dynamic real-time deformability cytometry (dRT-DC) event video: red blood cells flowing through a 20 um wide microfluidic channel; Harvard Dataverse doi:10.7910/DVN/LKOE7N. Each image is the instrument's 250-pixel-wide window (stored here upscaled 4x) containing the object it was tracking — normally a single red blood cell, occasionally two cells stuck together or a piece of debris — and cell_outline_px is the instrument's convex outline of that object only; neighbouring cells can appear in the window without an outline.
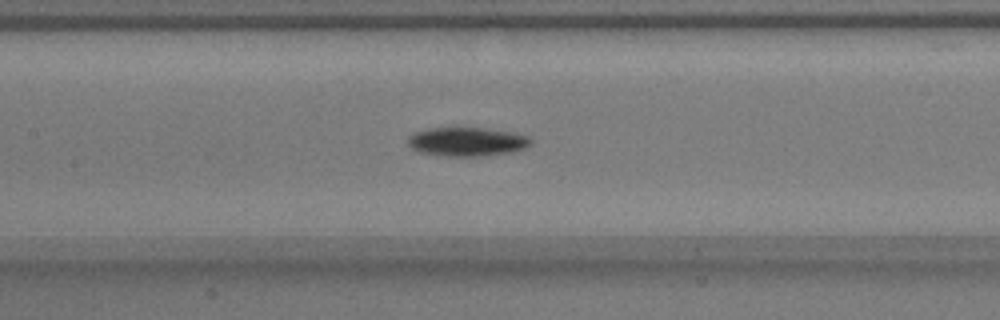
{"species": "common noctule bat (a hibernating species)", "species_latin": "Nyctalus noctula", "temperature_condition": "warm", "stored_images_in_passage": 37, "camera_frame_rate_fps": 3000, "um_per_image_px": 0.085, "animal": {"sex": "male", "body_mass_g": 17.9}, "frame": {"image": 1, "passage_image": 9, "time_ms": 2.667, "image_size_px": [1000, 320], "cell_outline_px": [[532, 144], [524, 148], [512, 152], [480, 156], [448, 156], [420, 152], [412, 148], [408, 144], [408, 136], [412, 132], [432, 128], [484, 128], [512, 132], [528, 136], [532, 140]], "centroid_in_image_um": [39.7, 12.04], "position_along_channel_um": 167.7, "area_um2": 20.63}}
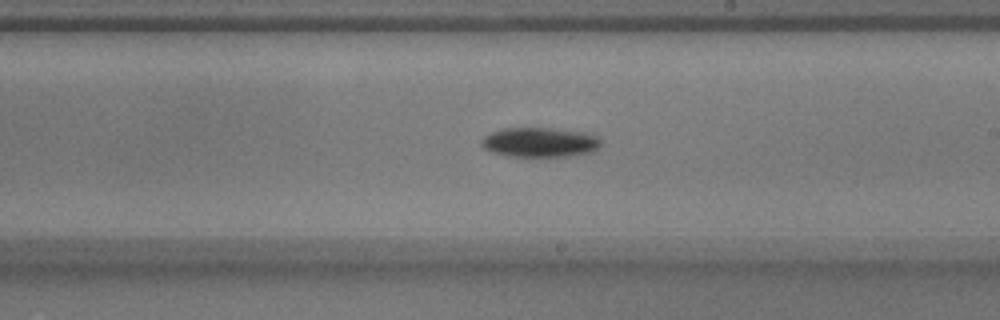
{"frame": {"image": 2, "passage_image": 15, "time_ms": 4.667, "image_size_px": [1000, 320], "cell_outline_px": [[600, 144], [592, 152], [568, 156], [508, 156], [492, 152], [484, 148], [480, 144], [480, 140], [484, 136], [492, 132], [504, 128], [552, 128], [588, 132], [596, 136], [600, 140]], "centroid_in_image_um": [45.87, 12.08], "position_along_channel_um": 243.1, "area_um2": 20.63}}
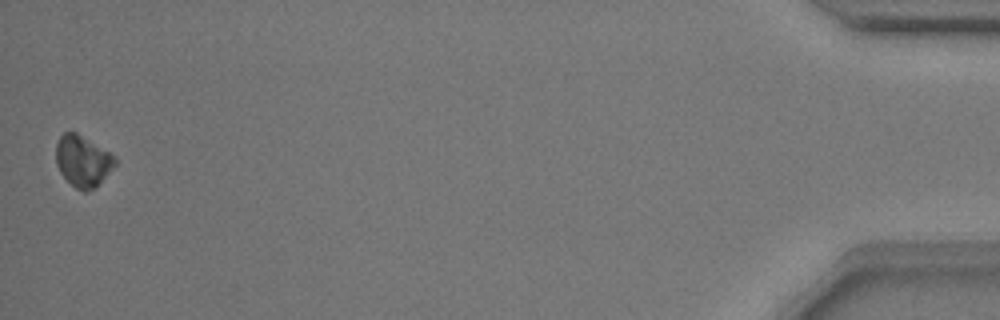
{"frame": {"image": 3, "passage_image": 37, "time_ms": 12.0, "image_size_px": [1000, 320], "cell_outline_px": [[116, 164], [88, 192], [84, 192], [76, 188], [60, 172], [56, 164], [56, 144], [60, 136], [64, 132], [76, 132], [108, 152], [116, 160]], "centroid_in_image_um": [6.98, 13.67], "position_along_channel_um": 428.2, "area_um2": 16.99}, "authors_computed_cell_mechanics": {"area_um2": 19.1896, "velocity_mm_per_s": 3.7872, "shape_relaxation_time_tau1_ms": 2.4719, "shape_relaxation_time_tau2_ms": null, "deformation_change_tau1": 0.1112, "deformation_change_tau2": null}}